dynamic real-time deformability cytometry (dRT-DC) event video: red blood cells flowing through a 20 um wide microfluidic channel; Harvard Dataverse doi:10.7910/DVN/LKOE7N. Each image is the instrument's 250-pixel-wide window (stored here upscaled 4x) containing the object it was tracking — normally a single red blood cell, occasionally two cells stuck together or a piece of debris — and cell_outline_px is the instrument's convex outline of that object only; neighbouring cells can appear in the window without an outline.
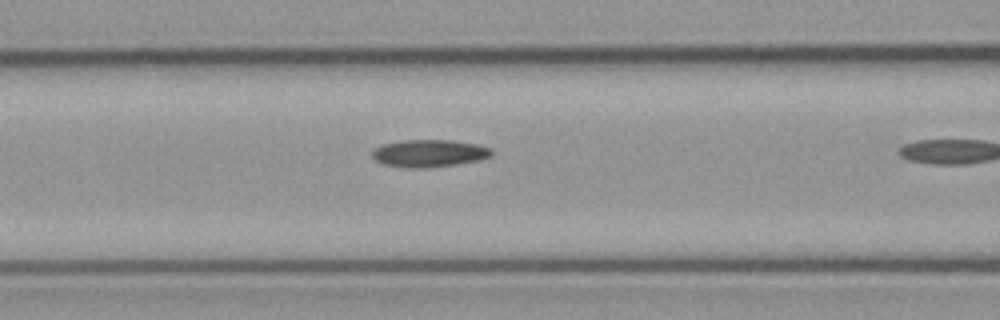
{"species": "common noctule bat (a hibernating species)", "species_latin": "Nyctalus noctula", "temperature_condition": "cold", "stored_images_in_passage": 4, "camera_frame_rate_fps": 3000, "um_per_image_px": 0.085, "animal": {"sex": "male", "body_mass_g": 23.1, "forearm_length_mm": 52.7}, "frame": {"image": 1, "passage_image": 3, "time_ms": 0.667, "image_size_px": [1000, 320], "cell_outline_px": [[492, 156], [476, 160], [456, 164], [428, 168], [408, 168], [384, 164], [376, 160], [372, 156], [372, 152], [380, 144], [404, 140], [452, 140], [476, 144], [492, 148]], "centroid_in_image_um": [36.47, 13.02], "position_along_channel_um": 130.1, "area_um2": 19.02}}